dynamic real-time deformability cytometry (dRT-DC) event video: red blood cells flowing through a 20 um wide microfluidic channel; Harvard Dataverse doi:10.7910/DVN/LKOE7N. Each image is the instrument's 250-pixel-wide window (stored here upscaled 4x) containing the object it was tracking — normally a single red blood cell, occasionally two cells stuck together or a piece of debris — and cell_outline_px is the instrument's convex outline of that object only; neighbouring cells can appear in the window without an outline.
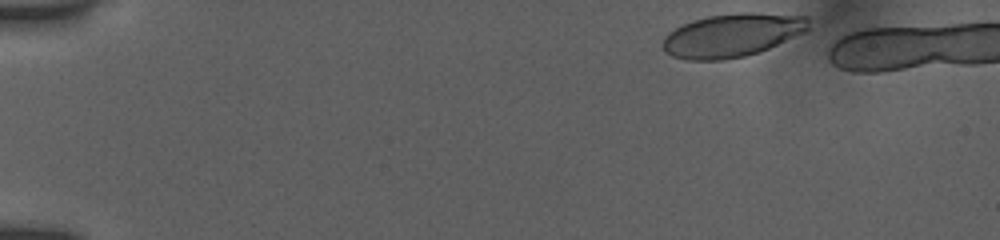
{"species": "human", "species_latin": "Homo sapiens", "temperature_condition": "room temperature", "stored_images_in_passage": 16, "camera_frame_rate_fps": 3000, "um_per_image_px": 0.085, "donor": {"sex": "female"}, "frame": {"image": 1, "passage_image": 1, "time_ms": 0.0, "image_size_px": [1000, 240], "cell_outline_px": [[808, 28], [804, 32], [768, 48], [744, 56], [724, 60], [688, 60], [672, 56], [664, 52], [660, 44], [664, 36], [668, 32], [692, 20], [708, 16], [740, 12], [752, 12], [808, 16]], "centroid_in_image_um": [62.17, 2.99], "position_along_channel_um": 22.8, "area_um2": 36.82}}